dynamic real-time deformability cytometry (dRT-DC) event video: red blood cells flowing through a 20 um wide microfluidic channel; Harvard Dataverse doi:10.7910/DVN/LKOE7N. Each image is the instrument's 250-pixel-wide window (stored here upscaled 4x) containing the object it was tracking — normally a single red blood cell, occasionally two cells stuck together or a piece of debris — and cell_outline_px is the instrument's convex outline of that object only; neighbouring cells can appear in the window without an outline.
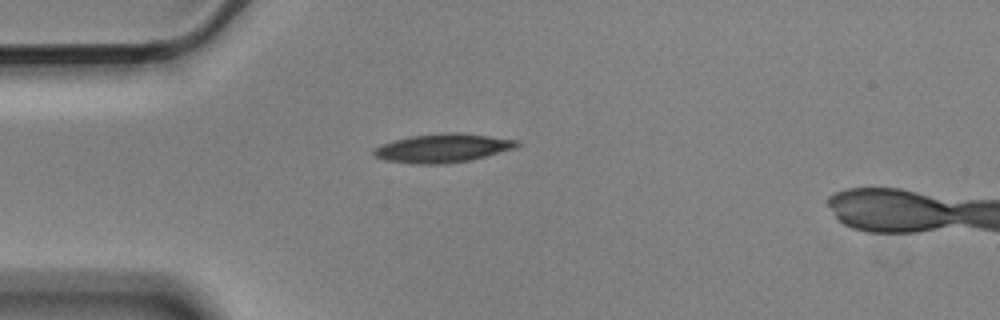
{"species": "Egyptian fruit bat (a non-hibernating species)", "species_latin": "Rousettus aegyptiacus", "temperature_condition": "cold", "stored_images_in_passage": 3, "camera_frame_rate_fps": 3000, "um_per_image_px": 0.085, "animal": {"sex": "male"}, "frame": {"image": 1, "passage_image": 1, "time_ms": 0.0, "image_size_px": [1000, 320], "cell_outline_px": [[524, 144], [516, 148], [472, 160], [444, 164], [412, 164], [384, 160], [376, 156], [372, 152], [372, 148], [380, 144], [412, 136], [444, 132], [456, 132], [520, 140]], "centroid_in_image_um": [37.67, 12.59], "position_along_channel_um": 47.3, "area_um2": 24.22}}
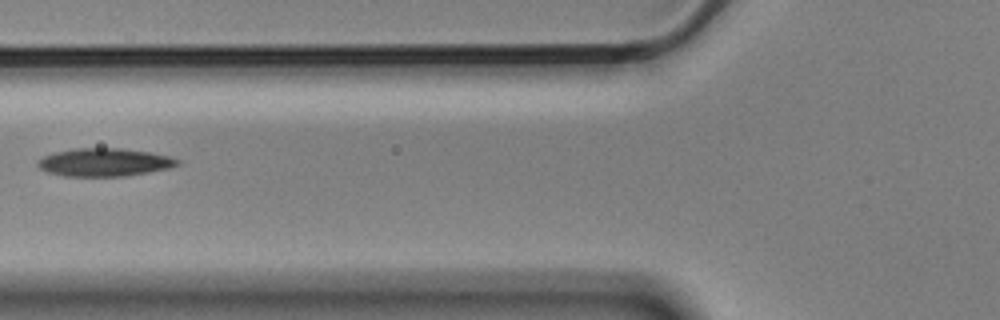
{"frame": {"image": 2, "passage_image": 3, "time_ms": 0.667, "image_size_px": [1000, 320], "cell_outline_px": [[180, 164], [168, 168], [148, 172], [124, 176], [64, 176], [48, 172], [40, 168], [36, 164], [44, 156], [56, 152], [72, 148], [120, 148], [148, 152], [168, 156], [180, 160]], "centroid_in_image_um": [8.87, 13.79], "position_along_channel_um": 116.9, "area_um2": 22.6}}